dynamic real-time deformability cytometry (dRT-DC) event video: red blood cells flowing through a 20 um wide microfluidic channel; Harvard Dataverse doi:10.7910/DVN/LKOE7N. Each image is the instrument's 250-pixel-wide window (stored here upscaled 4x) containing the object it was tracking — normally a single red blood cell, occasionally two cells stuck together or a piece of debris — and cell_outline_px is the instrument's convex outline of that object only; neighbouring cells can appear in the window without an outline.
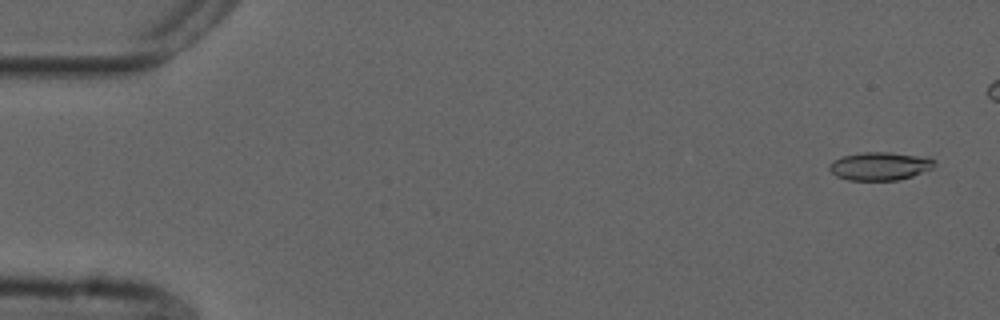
{"species": "common noctule bat (a hibernating species)", "species_latin": "Nyctalus noctula", "temperature_condition": "cold", "stored_images_in_passage": 49, "camera_frame_rate_fps": 3000, "um_per_image_px": 0.085, "animal": {"sex": "male", "forearm_length_mm": 52.5}, "frame": {"image": 1, "passage_image": 3, "time_ms": 0.667, "image_size_px": [1000, 320], "cell_outline_px": [[936, 164], [932, 168], [912, 176], [900, 180], [848, 180], [836, 176], [828, 168], [828, 164], [832, 160], [844, 156], [864, 152], [888, 152], [928, 156], [936, 160]], "centroid_in_image_um": [74.81, 14.11], "position_along_channel_um": 10.2, "area_um2": 17.46}}
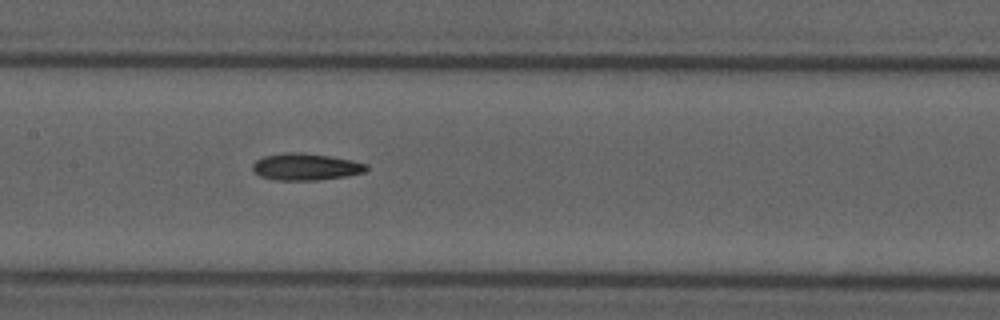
{"frame": {"image": 2, "passage_image": 27, "time_ms": 8.667, "image_size_px": [1000, 320], "cell_outline_px": [[368, 168], [364, 172], [348, 176], [316, 180], [276, 180], [260, 176], [252, 168], [252, 164], [256, 160], [264, 156], [284, 152], [300, 152], [328, 156], [352, 160], [368, 164]], "centroid_in_image_um": [25.99, 14.17], "position_along_channel_um": 181.4, "area_um2": 17.8}}
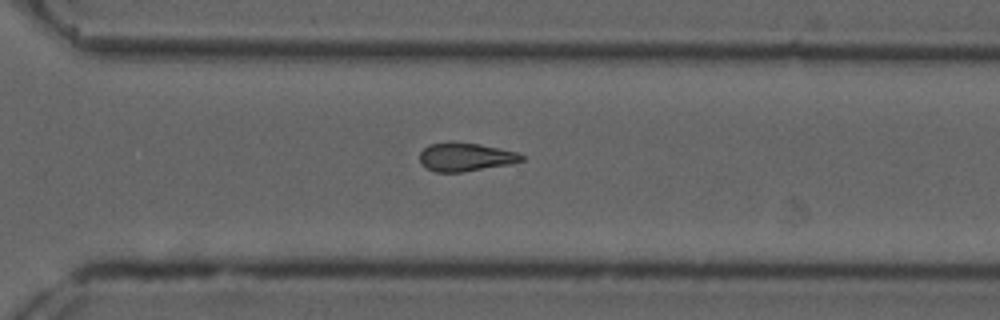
{"frame": {"image": 3, "passage_image": 39, "time_ms": 12.667, "image_size_px": [1000, 320], "cell_outline_px": [[524, 160], [512, 164], [460, 172], [436, 172], [420, 164], [420, 152], [428, 144], [480, 144], [516, 152], [524, 156]], "centroid_in_image_um": [39.59, 13.38], "position_along_channel_um": 331.0, "area_um2": 16.36}, "authors_computed_cell_mechanics": {"area_um2": 17.2244, "velocity_mm_per_s": 3.7611, "shape_relaxation_time_tau1_ms": null, "shape_relaxation_time_tau2_ms": 8.0155, "deformation_change_tau1": null, "deformation_change_tau2": 0.1804}}